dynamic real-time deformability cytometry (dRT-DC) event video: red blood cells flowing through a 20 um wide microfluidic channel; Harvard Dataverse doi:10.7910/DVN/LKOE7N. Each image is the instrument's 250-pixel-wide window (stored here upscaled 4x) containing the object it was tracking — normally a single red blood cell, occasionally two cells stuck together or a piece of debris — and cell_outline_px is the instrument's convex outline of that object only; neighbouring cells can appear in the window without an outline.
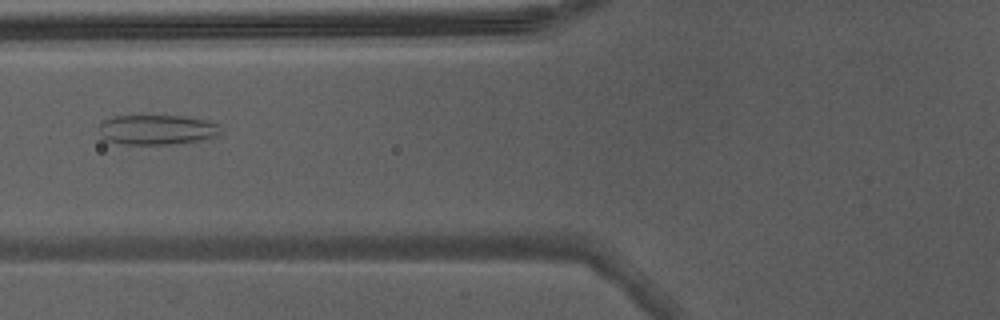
{"species": "Egyptian fruit bat (a non-hibernating species)", "species_latin": "Rousettus aegyptiacus", "temperature_condition": "warm", "stored_images_in_passage": 40, "camera_frame_rate_fps": 3000, "um_per_image_px": 0.085, "animal": {"sex": "male"}, "frame": {"image": 1, "passage_image": 12, "time_ms": 3.667, "image_size_px": [1000, 320], "cell_outline_px": [[220, 136], [204, 140], [184, 144], [120, 144], [104, 140], [100, 136], [100, 124], [104, 120], [116, 116], [184, 116], [208, 120], [220, 124]], "centroid_in_image_um": [13.41, 11.04], "position_along_channel_um": 112.4, "area_um2": 21.68}}
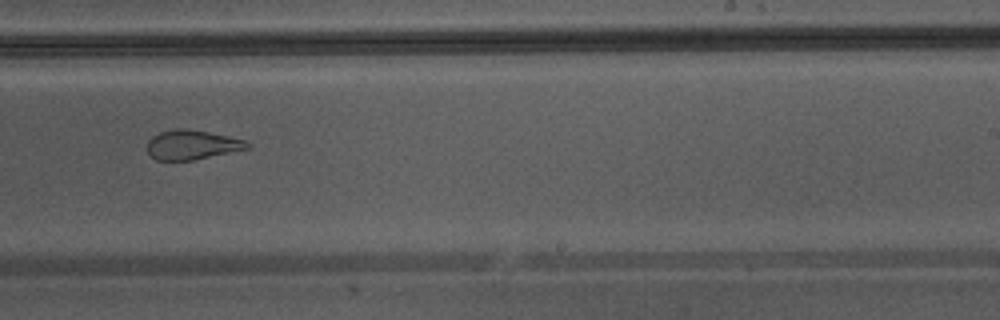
{"frame": {"image": 2, "passage_image": 23, "time_ms": 7.333, "image_size_px": [1000, 320], "cell_outline_px": [[252, 148], [192, 160], [156, 160], [148, 152], [148, 140], [152, 136], [160, 132], [172, 128], [188, 128], [248, 140], [252, 144]], "centroid_in_image_um": [16.37, 12.29], "position_along_channel_um": 272.6, "area_um2": 17.4}, "authors_computed_cell_mechanics": {"area_um2": 23.0044, "velocity_mm_per_s": 4.3726, "shape_relaxation_time_tau1_ms": null, "shape_relaxation_time_tau2_ms": 1.084, "deformation_change_tau1": null, "deformation_change_tau2": 0.1018}}